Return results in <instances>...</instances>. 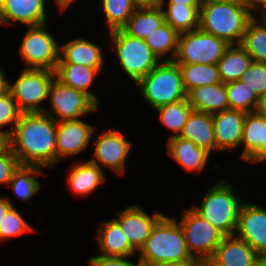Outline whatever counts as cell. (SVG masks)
I'll use <instances>...</instances> for the list:
<instances>
[{"mask_svg":"<svg viewBox=\"0 0 266 266\" xmlns=\"http://www.w3.org/2000/svg\"><path fill=\"white\" fill-rule=\"evenodd\" d=\"M57 122L44 112L22 113L10 135L13 153L21 165L56 164Z\"/></svg>","mask_w":266,"mask_h":266,"instance_id":"obj_1","label":"cell"},{"mask_svg":"<svg viewBox=\"0 0 266 266\" xmlns=\"http://www.w3.org/2000/svg\"><path fill=\"white\" fill-rule=\"evenodd\" d=\"M256 17L249 1L203 2L200 8L199 29L228 44H240L249 21Z\"/></svg>","mask_w":266,"mask_h":266,"instance_id":"obj_2","label":"cell"},{"mask_svg":"<svg viewBox=\"0 0 266 266\" xmlns=\"http://www.w3.org/2000/svg\"><path fill=\"white\" fill-rule=\"evenodd\" d=\"M139 252L142 266H163L191 257L180 224L165 215L156 223Z\"/></svg>","mask_w":266,"mask_h":266,"instance_id":"obj_3","label":"cell"},{"mask_svg":"<svg viewBox=\"0 0 266 266\" xmlns=\"http://www.w3.org/2000/svg\"><path fill=\"white\" fill-rule=\"evenodd\" d=\"M136 84L147 103L155 109L187 99L181 69L175 61H160Z\"/></svg>","mask_w":266,"mask_h":266,"instance_id":"obj_4","label":"cell"},{"mask_svg":"<svg viewBox=\"0 0 266 266\" xmlns=\"http://www.w3.org/2000/svg\"><path fill=\"white\" fill-rule=\"evenodd\" d=\"M233 192V187L225 180H221L208 190L202 198L200 207H192L225 236L235 234L238 214L242 205Z\"/></svg>","mask_w":266,"mask_h":266,"instance_id":"obj_5","label":"cell"},{"mask_svg":"<svg viewBox=\"0 0 266 266\" xmlns=\"http://www.w3.org/2000/svg\"><path fill=\"white\" fill-rule=\"evenodd\" d=\"M119 62L124 72L137 83L160 61L145 43V40L132 37L122 29L110 31Z\"/></svg>","mask_w":266,"mask_h":266,"instance_id":"obj_6","label":"cell"},{"mask_svg":"<svg viewBox=\"0 0 266 266\" xmlns=\"http://www.w3.org/2000/svg\"><path fill=\"white\" fill-rule=\"evenodd\" d=\"M54 78L55 71L25 68L14 84L9 82L8 91L22 113L44 112L39 104L49 97Z\"/></svg>","mask_w":266,"mask_h":266,"instance_id":"obj_7","label":"cell"},{"mask_svg":"<svg viewBox=\"0 0 266 266\" xmlns=\"http://www.w3.org/2000/svg\"><path fill=\"white\" fill-rule=\"evenodd\" d=\"M178 223L183 230L189 254L209 261L225 235L193 208L184 210Z\"/></svg>","mask_w":266,"mask_h":266,"instance_id":"obj_8","label":"cell"},{"mask_svg":"<svg viewBox=\"0 0 266 266\" xmlns=\"http://www.w3.org/2000/svg\"><path fill=\"white\" fill-rule=\"evenodd\" d=\"M46 24L29 26L23 37L19 54L21 59L29 66L26 69L55 71L58 65L60 47L51 34L47 32Z\"/></svg>","mask_w":266,"mask_h":266,"instance_id":"obj_9","label":"cell"},{"mask_svg":"<svg viewBox=\"0 0 266 266\" xmlns=\"http://www.w3.org/2000/svg\"><path fill=\"white\" fill-rule=\"evenodd\" d=\"M224 39L200 29L179 34L176 63L217 64L229 46Z\"/></svg>","mask_w":266,"mask_h":266,"instance_id":"obj_10","label":"cell"},{"mask_svg":"<svg viewBox=\"0 0 266 266\" xmlns=\"http://www.w3.org/2000/svg\"><path fill=\"white\" fill-rule=\"evenodd\" d=\"M49 97L52 113L58 115V118L51 114L50 110H45L44 113L56 122L76 120L86 113L97 110L99 105L86 93L63 84L56 77L51 83Z\"/></svg>","mask_w":266,"mask_h":266,"instance_id":"obj_11","label":"cell"},{"mask_svg":"<svg viewBox=\"0 0 266 266\" xmlns=\"http://www.w3.org/2000/svg\"><path fill=\"white\" fill-rule=\"evenodd\" d=\"M235 233L236 237L247 242L260 257L265 256L266 209L256 204L242 203Z\"/></svg>","mask_w":266,"mask_h":266,"instance_id":"obj_12","label":"cell"},{"mask_svg":"<svg viewBox=\"0 0 266 266\" xmlns=\"http://www.w3.org/2000/svg\"><path fill=\"white\" fill-rule=\"evenodd\" d=\"M100 135L95 139L94 157L90 161L100 168H102L101 166L110 167L118 174L123 175L126 157L132 147L131 143L114 128L111 131L102 132Z\"/></svg>","mask_w":266,"mask_h":266,"instance_id":"obj_13","label":"cell"},{"mask_svg":"<svg viewBox=\"0 0 266 266\" xmlns=\"http://www.w3.org/2000/svg\"><path fill=\"white\" fill-rule=\"evenodd\" d=\"M118 218L114 219L122 228L129 243L135 250L144 246L156 223L164 216L154 213L153 217L145 213L138 205L129 206L118 211Z\"/></svg>","mask_w":266,"mask_h":266,"instance_id":"obj_14","label":"cell"},{"mask_svg":"<svg viewBox=\"0 0 266 266\" xmlns=\"http://www.w3.org/2000/svg\"><path fill=\"white\" fill-rule=\"evenodd\" d=\"M94 129L80 119L57 122L56 164L64 156L75 155L85 149L89 145Z\"/></svg>","mask_w":266,"mask_h":266,"instance_id":"obj_15","label":"cell"},{"mask_svg":"<svg viewBox=\"0 0 266 266\" xmlns=\"http://www.w3.org/2000/svg\"><path fill=\"white\" fill-rule=\"evenodd\" d=\"M246 113L226 109L212 114L216 149H236L241 145Z\"/></svg>","mask_w":266,"mask_h":266,"instance_id":"obj_16","label":"cell"},{"mask_svg":"<svg viewBox=\"0 0 266 266\" xmlns=\"http://www.w3.org/2000/svg\"><path fill=\"white\" fill-rule=\"evenodd\" d=\"M260 256L244 240L225 236L209 260V266H253Z\"/></svg>","mask_w":266,"mask_h":266,"instance_id":"obj_17","label":"cell"},{"mask_svg":"<svg viewBox=\"0 0 266 266\" xmlns=\"http://www.w3.org/2000/svg\"><path fill=\"white\" fill-rule=\"evenodd\" d=\"M45 8L44 0H0L1 24L8 25L11 20L28 27L45 24Z\"/></svg>","mask_w":266,"mask_h":266,"instance_id":"obj_18","label":"cell"},{"mask_svg":"<svg viewBox=\"0 0 266 266\" xmlns=\"http://www.w3.org/2000/svg\"><path fill=\"white\" fill-rule=\"evenodd\" d=\"M241 144L242 157L253 163L266 159V118L254 112L246 113Z\"/></svg>","mask_w":266,"mask_h":266,"instance_id":"obj_19","label":"cell"},{"mask_svg":"<svg viewBox=\"0 0 266 266\" xmlns=\"http://www.w3.org/2000/svg\"><path fill=\"white\" fill-rule=\"evenodd\" d=\"M187 100L193 110L214 114L229 109L226 83L204 85L187 92Z\"/></svg>","mask_w":266,"mask_h":266,"instance_id":"obj_20","label":"cell"},{"mask_svg":"<svg viewBox=\"0 0 266 266\" xmlns=\"http://www.w3.org/2000/svg\"><path fill=\"white\" fill-rule=\"evenodd\" d=\"M211 153L216 150L212 114L192 110L179 135Z\"/></svg>","mask_w":266,"mask_h":266,"instance_id":"obj_21","label":"cell"},{"mask_svg":"<svg viewBox=\"0 0 266 266\" xmlns=\"http://www.w3.org/2000/svg\"><path fill=\"white\" fill-rule=\"evenodd\" d=\"M97 232L98 249L101 251V255L131 257L136 253L122 228L114 219L101 222Z\"/></svg>","mask_w":266,"mask_h":266,"instance_id":"obj_22","label":"cell"},{"mask_svg":"<svg viewBox=\"0 0 266 266\" xmlns=\"http://www.w3.org/2000/svg\"><path fill=\"white\" fill-rule=\"evenodd\" d=\"M167 148L168 155L182 165L187 171H202L210 155V152L207 150L179 136H171L168 139Z\"/></svg>","mask_w":266,"mask_h":266,"instance_id":"obj_23","label":"cell"},{"mask_svg":"<svg viewBox=\"0 0 266 266\" xmlns=\"http://www.w3.org/2000/svg\"><path fill=\"white\" fill-rule=\"evenodd\" d=\"M101 48L90 41L83 39L71 40L60 47L59 62H71L74 64L93 67L99 72L103 65Z\"/></svg>","mask_w":266,"mask_h":266,"instance_id":"obj_24","label":"cell"},{"mask_svg":"<svg viewBox=\"0 0 266 266\" xmlns=\"http://www.w3.org/2000/svg\"><path fill=\"white\" fill-rule=\"evenodd\" d=\"M98 72L93 67L71 62H58L55 69V77L63 84L86 93L98 104L96 95L88 90Z\"/></svg>","mask_w":266,"mask_h":266,"instance_id":"obj_25","label":"cell"},{"mask_svg":"<svg viewBox=\"0 0 266 266\" xmlns=\"http://www.w3.org/2000/svg\"><path fill=\"white\" fill-rule=\"evenodd\" d=\"M253 62L252 57L240 44H231L217 62L220 79L223 83L240 80Z\"/></svg>","mask_w":266,"mask_h":266,"instance_id":"obj_26","label":"cell"},{"mask_svg":"<svg viewBox=\"0 0 266 266\" xmlns=\"http://www.w3.org/2000/svg\"><path fill=\"white\" fill-rule=\"evenodd\" d=\"M163 23V7L137 8L121 29L132 37L144 40Z\"/></svg>","mask_w":266,"mask_h":266,"instance_id":"obj_27","label":"cell"},{"mask_svg":"<svg viewBox=\"0 0 266 266\" xmlns=\"http://www.w3.org/2000/svg\"><path fill=\"white\" fill-rule=\"evenodd\" d=\"M71 172L68 176V183L74 191L73 193L81 196L89 195L96 187L105 182L103 168H100L90 160L71 166Z\"/></svg>","mask_w":266,"mask_h":266,"instance_id":"obj_28","label":"cell"},{"mask_svg":"<svg viewBox=\"0 0 266 266\" xmlns=\"http://www.w3.org/2000/svg\"><path fill=\"white\" fill-rule=\"evenodd\" d=\"M165 23L169 24L178 34L199 29L200 8L202 5H177L162 2Z\"/></svg>","mask_w":266,"mask_h":266,"instance_id":"obj_29","label":"cell"},{"mask_svg":"<svg viewBox=\"0 0 266 266\" xmlns=\"http://www.w3.org/2000/svg\"><path fill=\"white\" fill-rule=\"evenodd\" d=\"M240 45L253 61L266 63V18L257 21L253 17L249 21Z\"/></svg>","mask_w":266,"mask_h":266,"instance_id":"obj_30","label":"cell"},{"mask_svg":"<svg viewBox=\"0 0 266 266\" xmlns=\"http://www.w3.org/2000/svg\"><path fill=\"white\" fill-rule=\"evenodd\" d=\"M177 64L181 69L183 86L186 92L204 85L222 82L217 64Z\"/></svg>","mask_w":266,"mask_h":266,"instance_id":"obj_31","label":"cell"},{"mask_svg":"<svg viewBox=\"0 0 266 266\" xmlns=\"http://www.w3.org/2000/svg\"><path fill=\"white\" fill-rule=\"evenodd\" d=\"M179 34L167 23H163L159 28L155 29L144 40L153 54L159 59L169 51L172 58L160 59V61H174L178 51Z\"/></svg>","mask_w":266,"mask_h":266,"instance_id":"obj_32","label":"cell"},{"mask_svg":"<svg viewBox=\"0 0 266 266\" xmlns=\"http://www.w3.org/2000/svg\"><path fill=\"white\" fill-rule=\"evenodd\" d=\"M192 107L188 100L177 101L174 103L162 105L156 108L160 114L161 122L170 130L174 131V135L179 136L183 126L187 122L188 116L192 112Z\"/></svg>","mask_w":266,"mask_h":266,"instance_id":"obj_33","label":"cell"},{"mask_svg":"<svg viewBox=\"0 0 266 266\" xmlns=\"http://www.w3.org/2000/svg\"><path fill=\"white\" fill-rule=\"evenodd\" d=\"M34 174H42L39 166L20 165L14 172L9 183L18 198L29 200L39 191L40 183L35 177L30 176Z\"/></svg>","mask_w":266,"mask_h":266,"instance_id":"obj_34","label":"cell"},{"mask_svg":"<svg viewBox=\"0 0 266 266\" xmlns=\"http://www.w3.org/2000/svg\"><path fill=\"white\" fill-rule=\"evenodd\" d=\"M228 104L230 109L251 113L254 111L258 96L253 89L241 80L226 83Z\"/></svg>","mask_w":266,"mask_h":266,"instance_id":"obj_35","label":"cell"},{"mask_svg":"<svg viewBox=\"0 0 266 266\" xmlns=\"http://www.w3.org/2000/svg\"><path fill=\"white\" fill-rule=\"evenodd\" d=\"M102 8L110 31L121 29L137 9L133 0H102Z\"/></svg>","mask_w":266,"mask_h":266,"instance_id":"obj_36","label":"cell"},{"mask_svg":"<svg viewBox=\"0 0 266 266\" xmlns=\"http://www.w3.org/2000/svg\"><path fill=\"white\" fill-rule=\"evenodd\" d=\"M34 229L24 220L20 212L13 206L4 216L0 224V241L19 236Z\"/></svg>","mask_w":266,"mask_h":266,"instance_id":"obj_37","label":"cell"},{"mask_svg":"<svg viewBox=\"0 0 266 266\" xmlns=\"http://www.w3.org/2000/svg\"><path fill=\"white\" fill-rule=\"evenodd\" d=\"M259 97L266 92V63L253 61L241 79Z\"/></svg>","mask_w":266,"mask_h":266,"instance_id":"obj_38","label":"cell"},{"mask_svg":"<svg viewBox=\"0 0 266 266\" xmlns=\"http://www.w3.org/2000/svg\"><path fill=\"white\" fill-rule=\"evenodd\" d=\"M21 114L22 112L18 108L17 103L9 91L0 95V128L12 123L14 126L13 129L11 131H7V133L11 135L14 131L15 125L20 119Z\"/></svg>","mask_w":266,"mask_h":266,"instance_id":"obj_39","label":"cell"},{"mask_svg":"<svg viewBox=\"0 0 266 266\" xmlns=\"http://www.w3.org/2000/svg\"><path fill=\"white\" fill-rule=\"evenodd\" d=\"M17 156L10 148L5 154L0 156V184L9 183L14 172L20 166Z\"/></svg>","mask_w":266,"mask_h":266,"instance_id":"obj_40","label":"cell"},{"mask_svg":"<svg viewBox=\"0 0 266 266\" xmlns=\"http://www.w3.org/2000/svg\"><path fill=\"white\" fill-rule=\"evenodd\" d=\"M129 257H115L98 255L89 258V266H142L140 260L137 263H132L127 260Z\"/></svg>","mask_w":266,"mask_h":266,"instance_id":"obj_41","label":"cell"},{"mask_svg":"<svg viewBox=\"0 0 266 266\" xmlns=\"http://www.w3.org/2000/svg\"><path fill=\"white\" fill-rule=\"evenodd\" d=\"M163 266H209V261L191 256L188 259L171 262Z\"/></svg>","mask_w":266,"mask_h":266,"instance_id":"obj_42","label":"cell"},{"mask_svg":"<svg viewBox=\"0 0 266 266\" xmlns=\"http://www.w3.org/2000/svg\"><path fill=\"white\" fill-rule=\"evenodd\" d=\"M136 8H157L162 7L163 0H133Z\"/></svg>","mask_w":266,"mask_h":266,"instance_id":"obj_43","label":"cell"},{"mask_svg":"<svg viewBox=\"0 0 266 266\" xmlns=\"http://www.w3.org/2000/svg\"><path fill=\"white\" fill-rule=\"evenodd\" d=\"M10 148V134L0 131V156L5 154Z\"/></svg>","mask_w":266,"mask_h":266,"instance_id":"obj_44","label":"cell"},{"mask_svg":"<svg viewBox=\"0 0 266 266\" xmlns=\"http://www.w3.org/2000/svg\"><path fill=\"white\" fill-rule=\"evenodd\" d=\"M253 112L266 118V92L257 98Z\"/></svg>","mask_w":266,"mask_h":266,"instance_id":"obj_45","label":"cell"},{"mask_svg":"<svg viewBox=\"0 0 266 266\" xmlns=\"http://www.w3.org/2000/svg\"><path fill=\"white\" fill-rule=\"evenodd\" d=\"M13 207V203L8 198L0 197V224L6 213Z\"/></svg>","mask_w":266,"mask_h":266,"instance_id":"obj_46","label":"cell"},{"mask_svg":"<svg viewBox=\"0 0 266 266\" xmlns=\"http://www.w3.org/2000/svg\"><path fill=\"white\" fill-rule=\"evenodd\" d=\"M249 4H250V9L253 10V8H257L259 9L260 6H262L263 8V15L261 18H266V0H249Z\"/></svg>","mask_w":266,"mask_h":266,"instance_id":"obj_47","label":"cell"},{"mask_svg":"<svg viewBox=\"0 0 266 266\" xmlns=\"http://www.w3.org/2000/svg\"><path fill=\"white\" fill-rule=\"evenodd\" d=\"M5 73L0 68V95L8 91L9 81L5 79Z\"/></svg>","mask_w":266,"mask_h":266,"instance_id":"obj_48","label":"cell"},{"mask_svg":"<svg viewBox=\"0 0 266 266\" xmlns=\"http://www.w3.org/2000/svg\"><path fill=\"white\" fill-rule=\"evenodd\" d=\"M167 3H176L177 5H202V0H168Z\"/></svg>","mask_w":266,"mask_h":266,"instance_id":"obj_49","label":"cell"},{"mask_svg":"<svg viewBox=\"0 0 266 266\" xmlns=\"http://www.w3.org/2000/svg\"><path fill=\"white\" fill-rule=\"evenodd\" d=\"M74 0H56L57 4L60 7V10H65Z\"/></svg>","mask_w":266,"mask_h":266,"instance_id":"obj_50","label":"cell"},{"mask_svg":"<svg viewBox=\"0 0 266 266\" xmlns=\"http://www.w3.org/2000/svg\"><path fill=\"white\" fill-rule=\"evenodd\" d=\"M253 266H266V260L260 257Z\"/></svg>","mask_w":266,"mask_h":266,"instance_id":"obj_51","label":"cell"},{"mask_svg":"<svg viewBox=\"0 0 266 266\" xmlns=\"http://www.w3.org/2000/svg\"><path fill=\"white\" fill-rule=\"evenodd\" d=\"M203 2H214V1H249V0H202Z\"/></svg>","mask_w":266,"mask_h":266,"instance_id":"obj_52","label":"cell"}]
</instances>
